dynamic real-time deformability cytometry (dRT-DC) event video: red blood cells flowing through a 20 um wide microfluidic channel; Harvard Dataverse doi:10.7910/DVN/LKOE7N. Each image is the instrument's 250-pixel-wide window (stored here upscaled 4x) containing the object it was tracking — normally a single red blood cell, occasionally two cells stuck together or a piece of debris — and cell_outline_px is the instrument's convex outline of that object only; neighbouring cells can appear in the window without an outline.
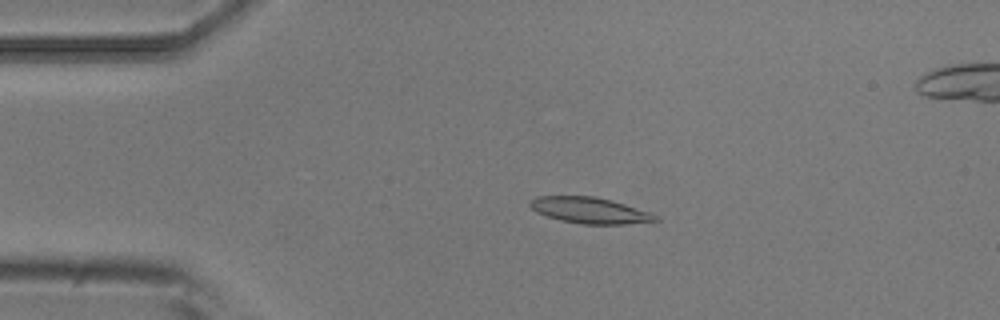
{"species": "common noctule bat (a hibernating species)", "species_latin": "Nyctalus noctula", "temperature_condition": "room temperature", "stored_images_in_passage": 4, "camera_frame_rate_fps": 3000, "um_per_image_px": 0.085, "animal": {"sex": "male", "body_mass_g": 20.5, "forearm_length_mm": 52.5}, "frame": {"image": 1, "passage_image": 2, "time_ms": 0.333, "image_size_px": [1000, 320], "cell_outline_px": [[660, 220], [624, 224], [580, 224], [560, 220], [536, 212], [528, 204], [536, 196], [596, 196], [612, 200], [648, 212], [656, 216]], "centroid_in_image_um": [50.09, 17.87], "position_along_channel_um": 34.9, "area_um2": 18.84}}